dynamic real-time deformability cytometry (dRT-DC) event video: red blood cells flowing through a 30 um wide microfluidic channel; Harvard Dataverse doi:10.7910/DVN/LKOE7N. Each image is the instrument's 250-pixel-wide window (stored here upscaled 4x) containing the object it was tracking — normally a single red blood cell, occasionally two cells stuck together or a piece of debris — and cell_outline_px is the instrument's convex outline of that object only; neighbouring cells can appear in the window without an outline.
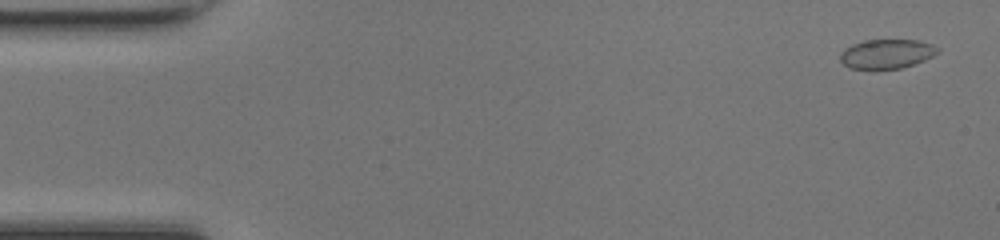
{"species": "common noctule bat (a hibernating species)", "species_latin": "Nyctalus noctula", "temperature_condition": "room temperature", "stored_images_in_passage": 47, "camera_frame_rate_fps": 3000, "um_per_image_px": 0.085, "animal": {"sex": "female", "body_mass_g": 17.0, "forearm_length_mm": 48.0}, "frame": {"image": 1, "passage_image": 2, "time_ms": 0.333, "image_size_px": [1000, 240], "cell_outline_px": [[940, 52], [924, 60], [900, 68], [848, 68], [840, 60], [840, 52], [844, 48], [852, 44], [864, 40], [920, 40], [932, 44], [940, 48]], "centroid_in_image_um": [75.37, 4.56], "position_along_channel_um": 9.6, "area_um2": 16.59}}
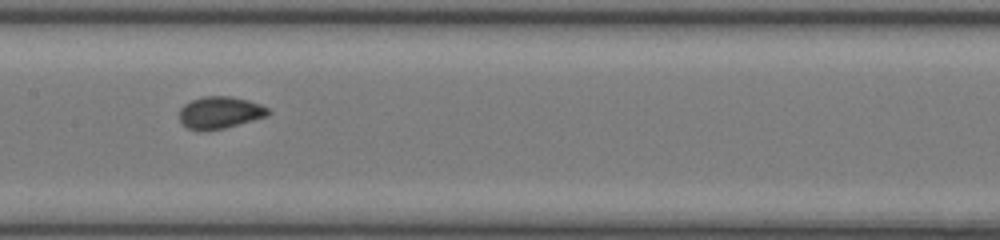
{"frame": {"image": 2, "passage_image": 24, "time_ms": 7.667, "image_size_px": [1000, 240], "cell_outline_px": [[272, 112], [268, 116], [224, 128], [200, 132], [188, 128], [180, 120], [180, 108], [184, 104], [192, 100], [204, 96], [228, 96], [248, 100], [260, 104], [268, 108]], "centroid_in_image_um": [18.7, 9.57], "position_along_channel_um": 188.7, "area_um2": 16.65}}
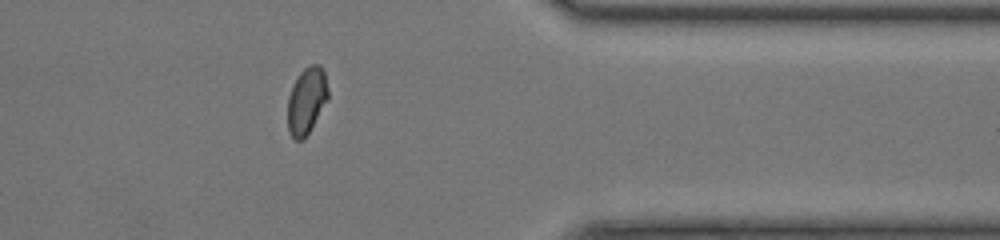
{"frame": {"image": 3, "passage_image": 39, "time_ms": 12.667, "image_size_px": [1000, 240], "cell_outline_px": [[328, 100], [304, 140], [296, 140], [288, 132], [288, 96], [300, 72], [308, 64], [320, 64], [324, 72], [328, 88]], "centroid_in_image_um": [26.07, 8.55], "position_along_channel_um": 385.3, "area_um2": 15.72}, "authors_computed_cell_mechanics": {"area_um2": 16.1262, "velocity_mm_per_s": 4.2824, "shape_relaxation_time_tau1_ms": 7.1743, "shape_relaxation_time_tau2_ms": 0.5731, "deformation_change_tau1": 0.1364, "deformation_change_tau2": 0.0393}}